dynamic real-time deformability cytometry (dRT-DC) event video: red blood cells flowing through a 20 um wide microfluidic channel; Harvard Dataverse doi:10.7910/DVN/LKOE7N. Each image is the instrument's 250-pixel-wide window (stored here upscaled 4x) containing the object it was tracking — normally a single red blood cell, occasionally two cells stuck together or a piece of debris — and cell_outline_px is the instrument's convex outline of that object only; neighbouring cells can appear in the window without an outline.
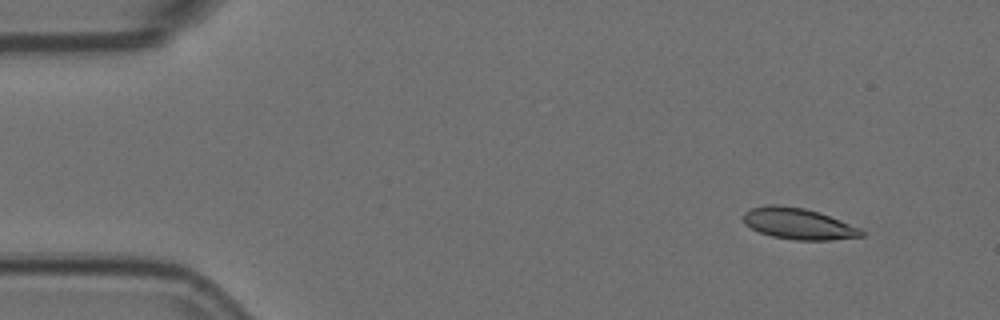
{"species": "Egyptian fruit bat (a non-hibernating species)", "species_latin": "Rousettus aegyptiacus", "temperature_condition": "room temperature", "stored_images_in_passage": 6, "camera_frame_rate_fps": 3000, "um_per_image_px": 0.085, "animal": {"sex": "female"}, "frame": {"image": 1, "passage_image": 1, "time_ms": 0.0, "image_size_px": [1000, 320], "cell_outline_px": [[864, 236], [832, 240], [796, 240], [772, 236], [760, 232], [744, 224], [744, 212], [752, 208], [768, 204], [780, 204], [804, 208], [820, 212], [860, 228], [864, 232]], "centroid_in_image_um": [67.87, 19.01], "position_along_channel_um": 17.1, "area_um2": 21.5}}
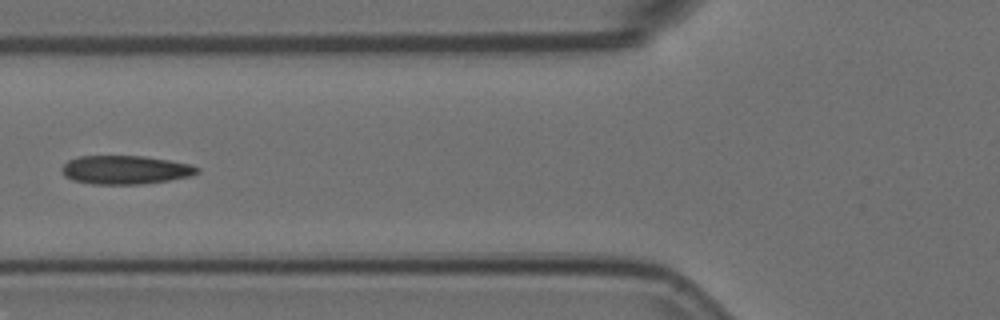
{"frame": {"image": 2, "passage_image": 5, "time_ms": 1.333, "image_size_px": [1000, 320], "cell_outline_px": [[200, 172], [192, 176], [168, 180], [140, 184], [92, 184], [72, 180], [64, 176], [60, 172], [60, 168], [68, 160], [80, 156], [144, 156], [192, 164], [200, 168]], "centroid_in_image_um": [10.65, 14.43], "position_along_channel_um": 115.2, "area_um2": 22.77}}
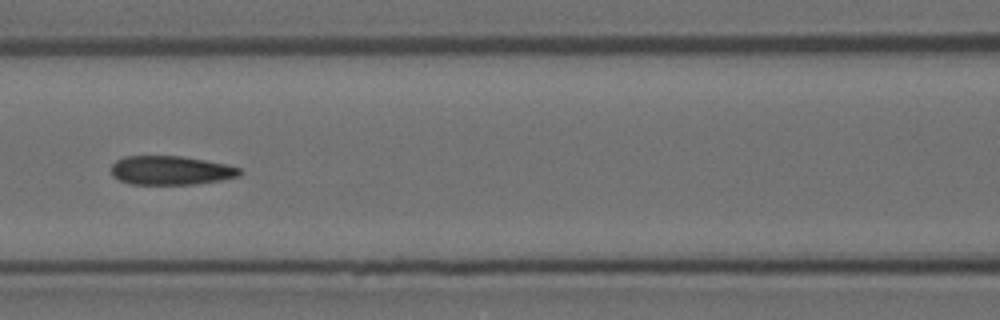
{"frame": {"image": 3, "passage_image": 6, "time_ms": 1.667, "image_size_px": [1000, 320], "cell_outline_px": [[244, 172], [240, 176], [220, 180], [196, 184], [128, 184], [112, 176], [112, 164], [116, 160], [124, 156], [180, 156], [228, 164], [240, 168]], "centroid_in_image_um": [14.54, 14.48], "position_along_channel_um": 152.1, "area_um2": 21.79}}